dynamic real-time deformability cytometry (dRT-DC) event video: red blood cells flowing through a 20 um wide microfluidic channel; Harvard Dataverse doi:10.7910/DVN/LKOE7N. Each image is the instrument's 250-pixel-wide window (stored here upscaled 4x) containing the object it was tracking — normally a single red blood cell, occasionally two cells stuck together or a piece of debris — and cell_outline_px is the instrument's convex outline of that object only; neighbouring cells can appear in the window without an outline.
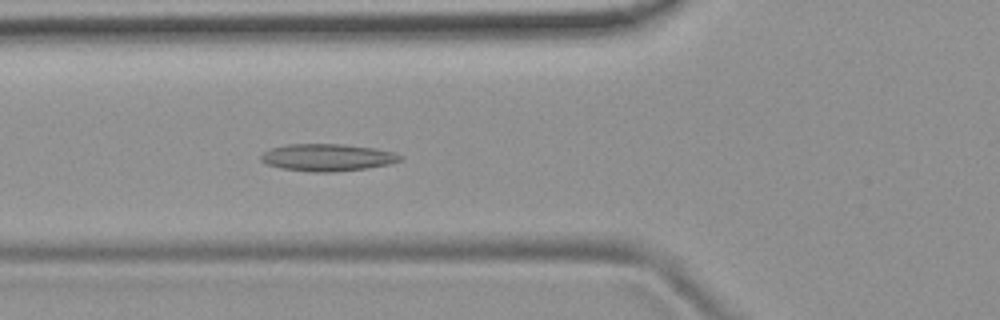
{"species": "common noctule bat (a hibernating species)", "species_latin": "Nyctalus noctula", "temperature_condition": "room temperature", "stored_images_in_passage": 50, "camera_frame_rate_fps": 3000, "um_per_image_px": 0.085, "animal": {"sex": "female", "body_mass_g": 19.9}, "frame": {"image": 1, "passage_image": 17, "time_ms": 5.333, "image_size_px": [1000, 320], "cell_outline_px": [[404, 160], [388, 164], [368, 168], [332, 172], [312, 172], [280, 168], [268, 164], [260, 160], [260, 156], [264, 152], [272, 148], [284, 144], [344, 144], [376, 148], [392, 152], [404, 156]], "centroid_in_image_um": [27.85, 13.38], "position_along_channel_um": 97.9, "area_um2": 22.2}}
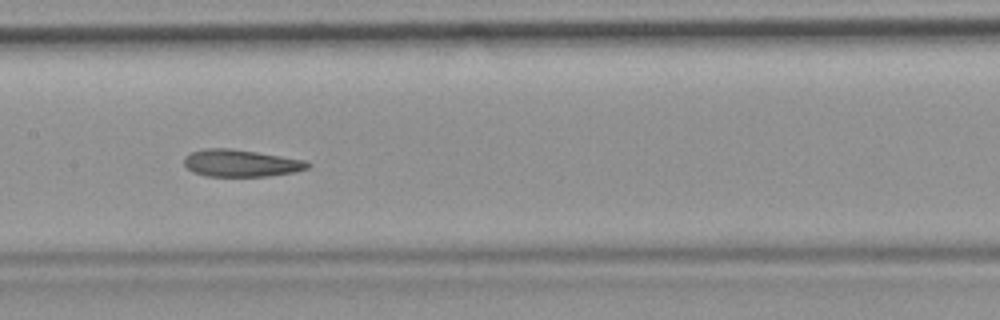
{"frame": {"image": 2, "passage_image": 24, "time_ms": 7.667, "image_size_px": [1000, 320], "cell_outline_px": [[312, 164], [308, 168], [296, 172], [268, 176], [204, 176], [192, 172], [184, 164], [184, 156], [192, 152], [208, 148], [228, 148], [256, 152], [304, 160]], "centroid_in_image_um": [20.47, 13.88], "position_along_channel_um": 186.9, "area_um2": 19.48}}
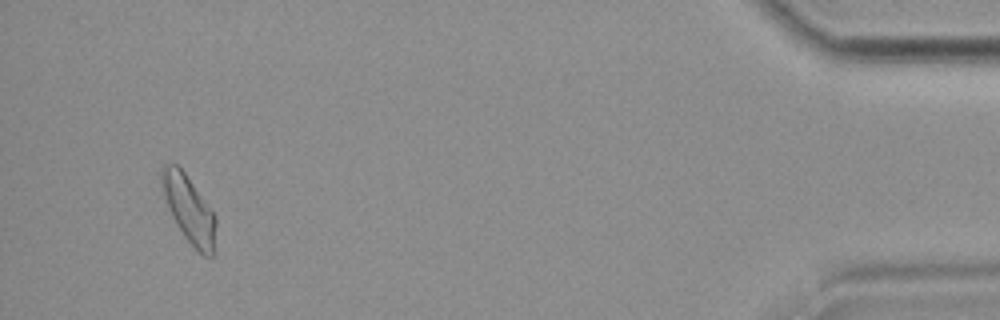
{"frame": {"image": 3, "passage_image": 48, "time_ms": 15.667, "image_size_px": [1000, 320], "cell_outline_px": [[216, 224], [212, 256], [204, 256], [184, 236], [176, 224], [172, 216], [164, 196], [160, 180], [160, 168], [164, 164], [176, 164], [184, 172], [212, 208], [216, 216]], "centroid_in_image_um": [16.05, 17.73], "position_along_channel_um": 419.1, "area_um2": 20.98}, "authors_computed_cell_mechanics": {"area_um2": 20.4323, "velocity_mm_per_s": 3.8088, "shape_relaxation_time_tau1_ms": null, "shape_relaxation_time_tau2_ms": 3.7003, "deformation_change_tau1": null, "deformation_change_tau2": 0.1179}}